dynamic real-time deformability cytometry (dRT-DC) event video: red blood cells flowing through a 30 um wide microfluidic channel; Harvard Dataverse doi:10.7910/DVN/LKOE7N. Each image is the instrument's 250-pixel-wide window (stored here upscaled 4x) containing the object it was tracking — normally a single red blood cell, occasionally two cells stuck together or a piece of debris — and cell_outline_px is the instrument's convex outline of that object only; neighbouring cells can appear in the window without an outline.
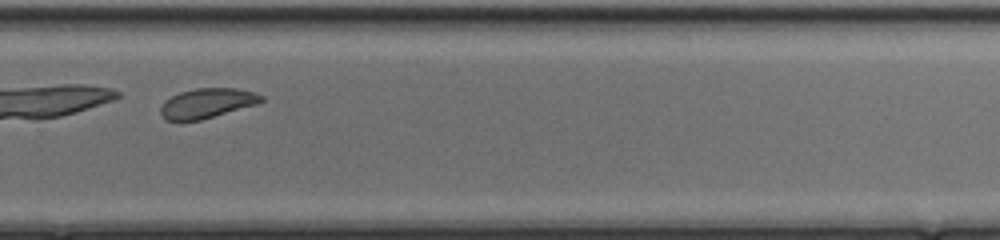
{"species": "common noctule bat (a hibernating species)", "species_latin": "Nyctalus noctula", "temperature_condition": "cold", "stored_images_in_passage": 34, "camera_frame_rate_fps": 3000, "um_per_image_px": 0.085, "animal": {"sex": "female", "body_mass_g": 17.0, "forearm_length_mm": 48.0}, "frame": {"image": 1, "passage_image": 20, "time_ms": 6.333, "image_size_px": [1000, 240], "cell_outline_px": [[264, 100], [256, 104], [200, 120], [164, 120], [160, 112], [160, 108], [172, 96], [180, 92], [196, 88], [236, 88], [256, 92], [264, 96]], "centroid_in_image_um": [17.63, 8.76], "position_along_channel_um": 312.2, "area_um2": 17.22}, "authors_computed_cell_mechanics": {"area_um2": 18.3226, "velocity_mm_per_s": 4.0779, "shape_relaxation_time_tau1_ms": 3.6837, "shape_relaxation_time_tau2_ms": 1.1124, "deformation_change_tau1": 0.1138, "deformation_change_tau2": 0.0697}}